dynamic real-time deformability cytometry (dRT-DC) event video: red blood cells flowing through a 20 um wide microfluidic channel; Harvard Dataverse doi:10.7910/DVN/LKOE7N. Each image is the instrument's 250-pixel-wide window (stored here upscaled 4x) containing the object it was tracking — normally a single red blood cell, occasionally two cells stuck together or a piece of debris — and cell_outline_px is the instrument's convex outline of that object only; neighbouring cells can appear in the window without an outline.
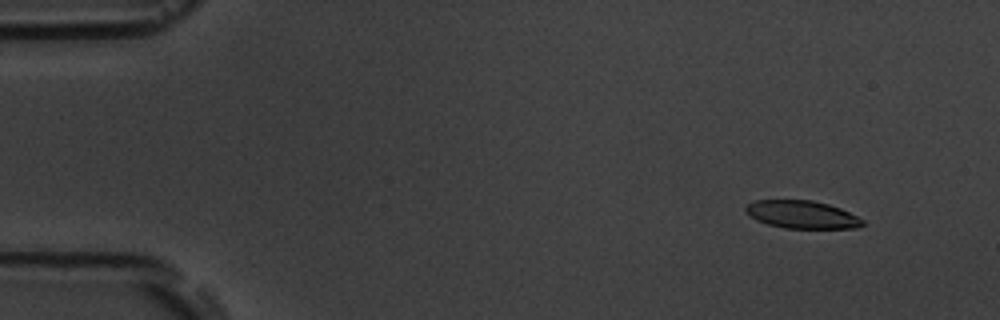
{"species": "common noctule bat (a hibernating species)", "species_latin": "Nyctalus noctula", "temperature_condition": "room temperature", "stored_images_in_passage": 6, "camera_frame_rate_fps": 3000, "um_per_image_px": 0.085, "animal": {"sex": "male", "body_mass_g": 19.5, "forearm_length_mm": 54.6}, "frame": {"image": 1, "passage_image": 2, "time_ms": 1.333, "image_size_px": [1000, 320], "cell_outline_px": [[864, 224], [856, 228], [784, 228], [768, 224], [756, 220], [748, 216], [744, 212], [744, 208], [748, 204], [756, 200], [812, 200], [828, 204], [840, 208], [864, 220]], "centroid_in_image_um": [68.12, 18.23], "position_along_channel_um": 16.9, "area_um2": 18.96}}
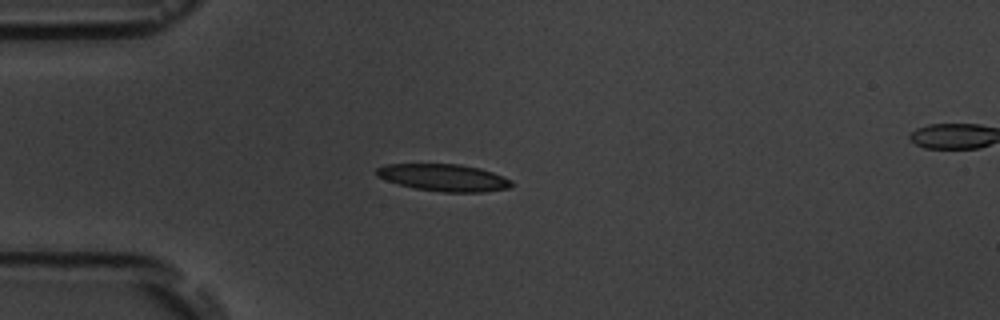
{"frame": {"image": 2, "passage_image": 5, "time_ms": 4.667, "image_size_px": [1000, 320], "cell_outline_px": [[512, 184], [508, 188], [484, 192], [444, 192], [416, 188], [400, 184], [376, 176], [376, 168], [384, 164], [460, 164], [480, 168], [492, 172], [512, 180]], "centroid_in_image_um": [37.72, 15.09], "position_along_channel_um": 47.3, "area_um2": 21.15}}